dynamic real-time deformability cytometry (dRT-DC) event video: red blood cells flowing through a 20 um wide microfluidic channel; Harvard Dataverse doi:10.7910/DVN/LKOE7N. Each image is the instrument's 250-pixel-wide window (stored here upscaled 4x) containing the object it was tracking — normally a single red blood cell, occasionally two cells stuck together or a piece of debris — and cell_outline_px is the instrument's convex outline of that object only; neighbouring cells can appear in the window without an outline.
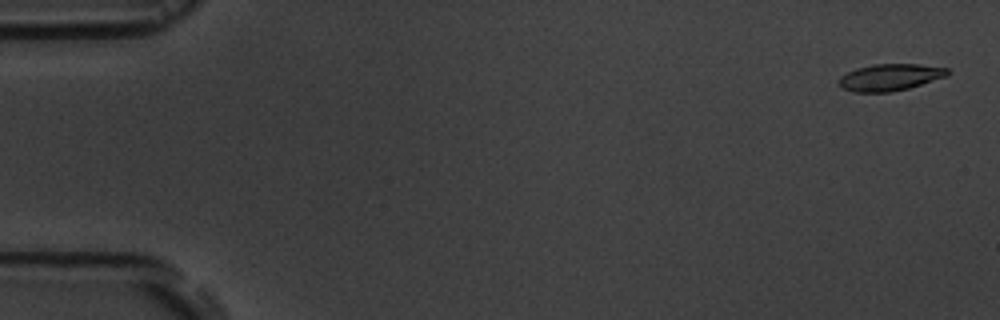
{"species": "common noctule bat (a hibernating species)", "species_latin": "Nyctalus noctula", "temperature_condition": "room temperature", "stored_images_in_passage": 8, "camera_frame_rate_fps": 3000, "um_per_image_px": 0.085, "animal": {"sex": "male", "body_mass_g": 19.5, "forearm_length_mm": 54.6}, "frame": {"image": 1, "passage_image": 1, "time_ms": 0.0, "image_size_px": [1000, 320], "cell_outline_px": [[948, 76], [908, 88], [892, 92], [852, 92], [844, 88], [840, 84], [840, 76], [856, 68], [872, 64], [920, 64], [948, 68]], "centroid_in_image_um": [75.67, 6.56], "position_along_channel_um": 9.3, "area_um2": 16.88}}
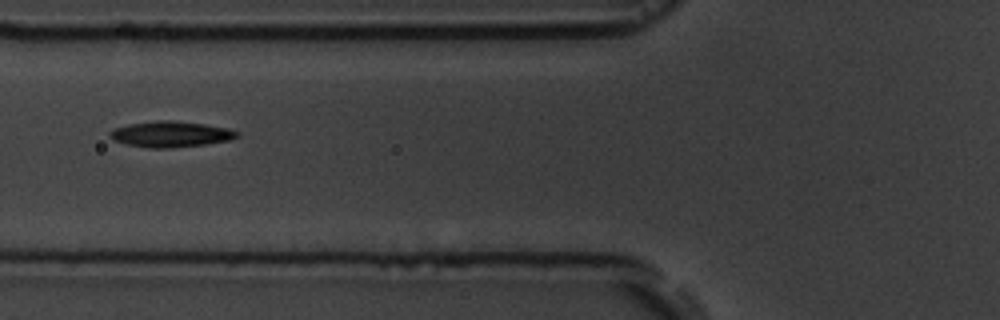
{"frame": {"image": 2, "passage_image": 7, "time_ms": 6.667, "image_size_px": [1000, 320], "cell_outline_px": [[240, 136], [232, 140], [204, 144], [168, 148], [148, 148], [128, 144], [112, 140], [108, 132], [116, 128], [128, 124], [160, 120], [172, 120], [204, 124], [228, 128], [240, 132]], "centroid_in_image_um": [14.54, 11.4], "position_along_channel_um": 111.3, "area_um2": 19.13}}
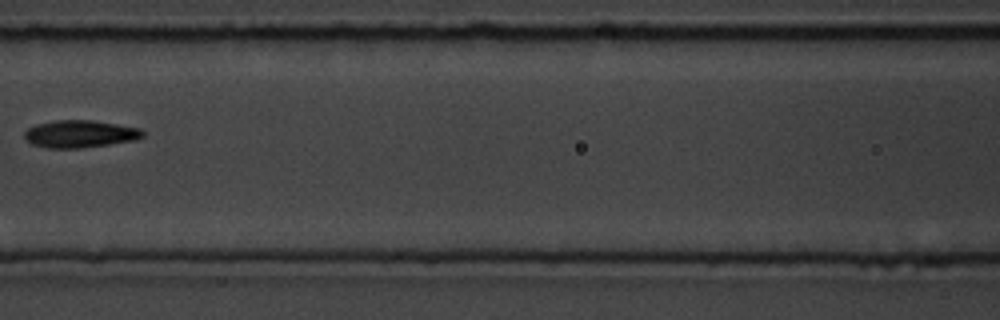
{"frame": {"image": 3, "passage_image": 8, "time_ms": 8.0, "image_size_px": [1000, 320], "cell_outline_px": [[144, 136], [132, 140], [108, 144], [80, 148], [48, 148], [32, 144], [24, 136], [24, 132], [28, 128], [36, 124], [56, 120], [92, 120], [140, 128], [144, 132]], "centroid_in_image_um": [6.77, 11.38], "position_along_channel_um": 159.8, "area_um2": 18.67}}